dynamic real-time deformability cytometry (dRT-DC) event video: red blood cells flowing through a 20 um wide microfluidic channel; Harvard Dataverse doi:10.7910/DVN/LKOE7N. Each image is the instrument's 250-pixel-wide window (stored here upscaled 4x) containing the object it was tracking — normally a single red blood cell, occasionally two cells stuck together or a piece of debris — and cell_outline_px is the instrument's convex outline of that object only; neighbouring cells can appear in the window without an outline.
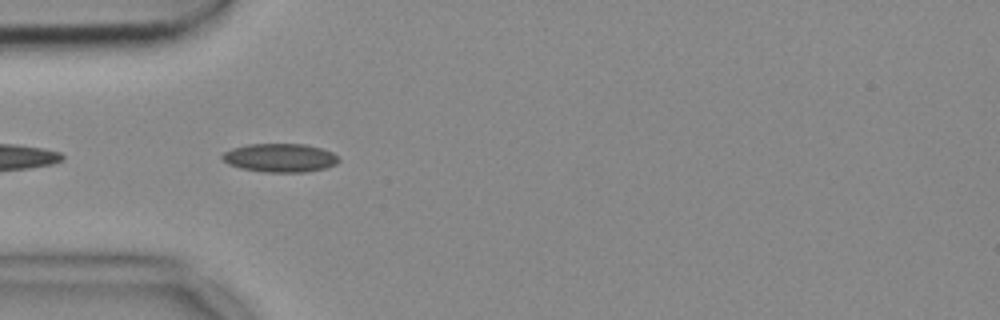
{"species": "common noctule bat (a hibernating species)", "species_latin": "Nyctalus noctula", "temperature_condition": "cold", "stored_images_in_passage": 10, "camera_frame_rate_fps": 3000, "um_per_image_px": 0.085, "animal": {"sex": "female", "body_mass_g": 18.4}, "frame": {"image": 1, "passage_image": 2, "time_ms": 0.333, "image_size_px": [1000, 320], "cell_outline_px": [[340, 160], [336, 164], [324, 168], [304, 172], [264, 172], [240, 168], [228, 164], [220, 156], [224, 152], [232, 148], [248, 144], [304, 144], [320, 148], [332, 152]], "centroid_in_image_um": [23.77, 13.41], "position_along_channel_um": 61.2, "area_um2": 19.31}}